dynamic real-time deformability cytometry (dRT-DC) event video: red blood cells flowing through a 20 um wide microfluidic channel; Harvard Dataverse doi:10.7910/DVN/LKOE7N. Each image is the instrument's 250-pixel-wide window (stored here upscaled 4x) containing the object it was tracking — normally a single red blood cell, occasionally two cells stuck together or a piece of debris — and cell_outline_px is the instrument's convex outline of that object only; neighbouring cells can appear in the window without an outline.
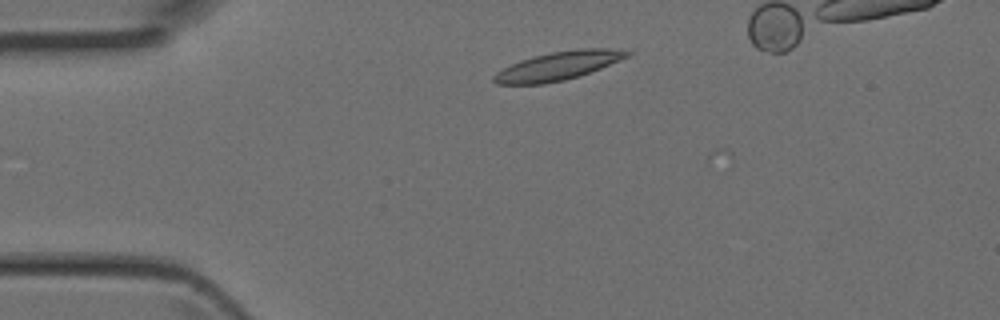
{"species": "Egyptian fruit bat (a non-hibernating species)", "species_latin": "Rousettus aegyptiacus", "temperature_condition": "room temperature", "stored_images_in_passage": 4, "camera_frame_rate_fps": 3000, "um_per_image_px": 0.085, "animal": {"sex": "female"}, "frame": {"image": 1, "passage_image": 2, "time_ms": 0.333, "image_size_px": [1000, 320], "cell_outline_px": [[632, 52], [628, 56], [600, 68], [580, 76], [564, 80], [544, 84], [496, 84], [492, 80], [492, 76], [496, 72], [520, 60], [552, 52], [576, 48], [608, 48]], "centroid_in_image_um": [47.41, 5.6], "position_along_channel_um": 37.6, "area_um2": 21.91}}